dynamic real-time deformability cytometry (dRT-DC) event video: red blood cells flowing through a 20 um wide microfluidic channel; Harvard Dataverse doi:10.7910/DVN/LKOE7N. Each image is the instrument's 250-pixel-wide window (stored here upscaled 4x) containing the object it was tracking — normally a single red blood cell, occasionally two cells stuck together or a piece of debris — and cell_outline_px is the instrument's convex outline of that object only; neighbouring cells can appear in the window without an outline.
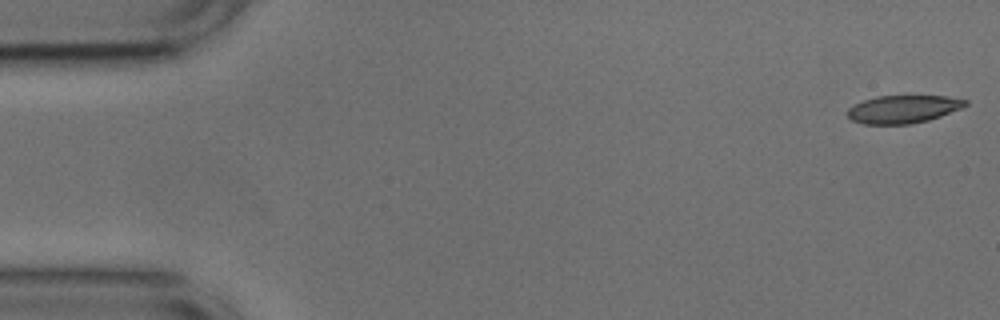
{"species": "common noctule bat (a hibernating species)", "species_latin": "Nyctalus noctula", "temperature_condition": "cold", "stored_images_in_passage": 52, "camera_frame_rate_fps": 3000, "um_per_image_px": 0.085, "animal": {"sex": "male", "body_mass_g": 17.9, "forearm_length_mm": 54.2}, "frame": {"image": 1, "passage_image": 1, "time_ms": 0.0, "image_size_px": [1000, 320], "cell_outline_px": [[968, 104], [960, 108], [940, 116], [928, 120], [912, 124], [864, 124], [852, 120], [848, 116], [848, 108], [864, 100], [876, 96], [948, 96], [968, 100]], "centroid_in_image_um": [76.78, 9.28], "position_along_channel_um": 8.2, "area_um2": 19.02}}
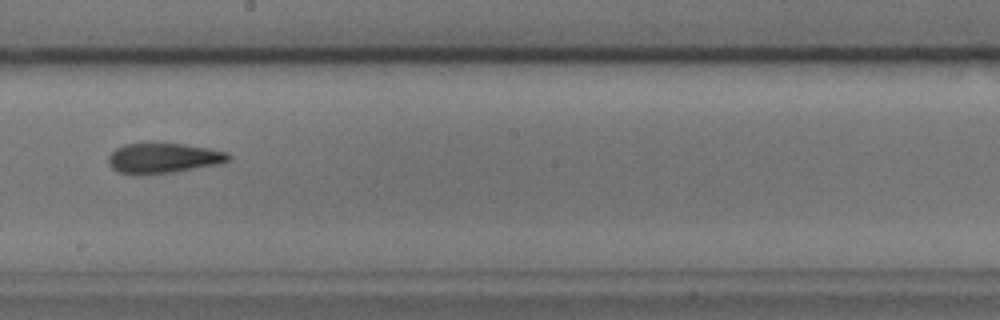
{"frame": {"image": 2, "passage_image": 29, "time_ms": 9.333, "image_size_px": [1000, 320], "cell_outline_px": [[232, 156], [228, 160], [216, 164], [172, 172], [140, 176], [132, 176], [120, 172], [112, 168], [108, 164], [108, 156], [116, 148], [124, 144], [184, 144], [208, 148], [228, 152]], "centroid_in_image_um": [13.83, 13.46], "position_along_channel_um": 234.4, "area_um2": 21.04}}
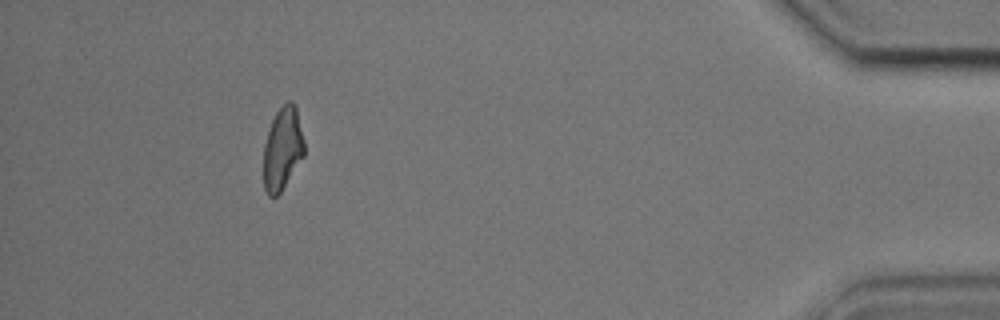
{"frame": {"image": 3, "passage_image": 48, "time_ms": 15.667, "image_size_px": [1000, 320], "cell_outline_px": [[304, 156], [280, 192], [272, 200], [268, 196], [264, 188], [264, 144], [272, 120], [276, 112], [288, 100], [292, 100], [296, 108], [304, 140]], "centroid_in_image_um": [24.01, 12.66], "position_along_channel_um": 411.2, "area_um2": 19.54}, "authors_computed_cell_mechanics": {"area_um2": 20.7791, "velocity_mm_per_s": 3.7562, "shape_relaxation_time_tau1_ms": 4.7617, "shape_relaxation_time_tau2_ms": 2.2321, "deformation_change_tau1": 0.1661, "deformation_change_tau2": 0.116}}